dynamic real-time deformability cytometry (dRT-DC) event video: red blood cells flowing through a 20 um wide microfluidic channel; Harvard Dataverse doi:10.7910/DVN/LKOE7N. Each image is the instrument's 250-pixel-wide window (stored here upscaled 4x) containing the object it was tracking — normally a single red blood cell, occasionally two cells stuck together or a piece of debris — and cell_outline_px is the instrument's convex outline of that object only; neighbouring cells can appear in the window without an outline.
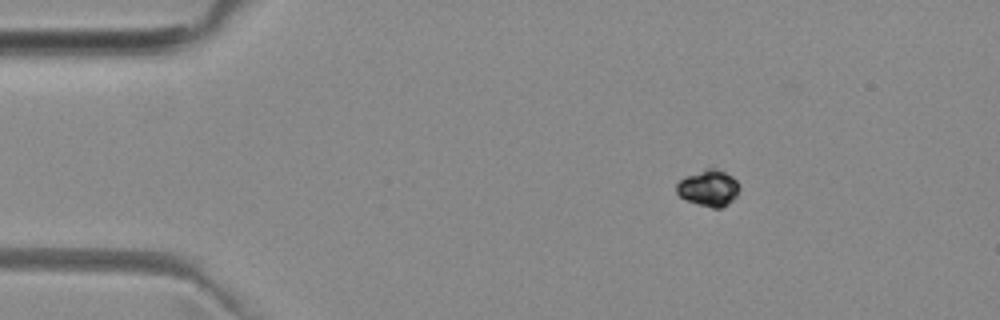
{"species": "common noctule bat (a hibernating species)", "species_latin": "Nyctalus noctula", "temperature_condition": "room temperature", "stored_images_in_passage": 45, "camera_frame_rate_fps": 3000, "um_per_image_px": 0.085, "animal": {"sex": "female", "body_mass_g": 29.2, "forearm_length_mm": 56.3}, "frame": {"image": 1, "passage_image": 1, "time_ms": 0.0, "image_size_px": [1000, 320], "cell_outline_px": [[740, 188], [736, 196], [728, 204], [720, 208], [712, 208], [696, 204], [680, 196], [676, 192], [676, 184], [684, 176], [704, 168], [716, 168], [732, 176], [740, 184]], "centroid_in_image_um": [60.23, 15.97], "position_along_channel_um": 24.8, "area_um2": 13.47}}
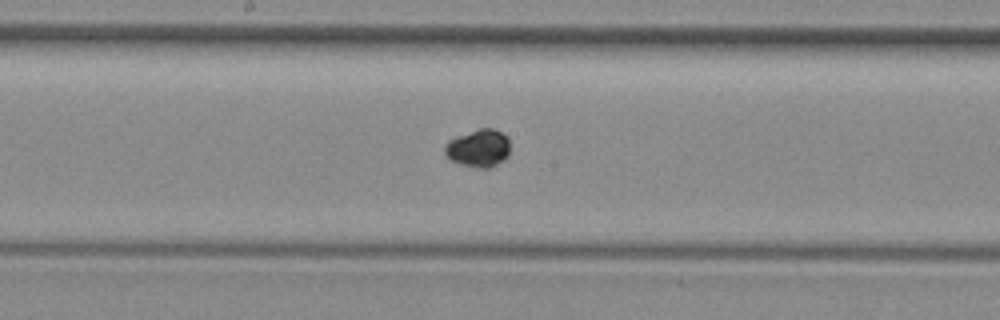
{"frame": {"image": 2, "passage_image": 20, "time_ms": 6.333, "image_size_px": [1000, 320], "cell_outline_px": [[508, 156], [504, 160], [492, 168], [476, 168], [460, 164], [452, 160], [444, 152], [444, 144], [448, 140], [456, 136], [480, 128], [492, 128], [508, 136]], "centroid_in_image_um": [40.66, 12.6], "position_along_channel_um": 207.5, "area_um2": 14.45}}
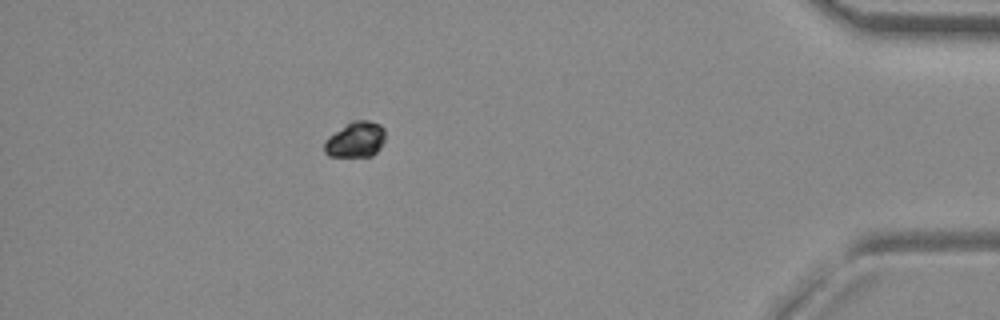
{"frame": {"image": 3, "passage_image": 39, "time_ms": 12.667, "image_size_px": [1000, 320], "cell_outline_px": [[384, 140], [380, 148], [372, 156], [328, 156], [324, 152], [324, 140], [328, 136], [352, 120], [368, 120], [380, 124], [384, 128]], "centroid_in_image_um": [30.21, 11.86], "position_along_channel_um": 405.0, "area_um2": 12.72}}